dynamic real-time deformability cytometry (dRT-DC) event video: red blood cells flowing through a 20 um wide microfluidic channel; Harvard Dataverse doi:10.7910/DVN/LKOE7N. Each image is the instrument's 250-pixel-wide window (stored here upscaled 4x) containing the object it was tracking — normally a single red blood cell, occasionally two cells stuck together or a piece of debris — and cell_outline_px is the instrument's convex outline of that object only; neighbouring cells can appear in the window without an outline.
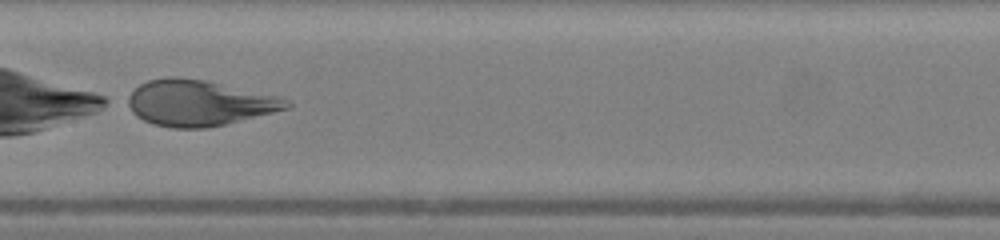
{"species": "human", "species_latin": "Homo sapiens", "temperature_condition": "warm", "stored_images_in_passage": 25, "camera_frame_rate_fps": 3000, "um_per_image_px": 0.085, "donor": {"sex": "female"}, "frame": {"image": 1, "passage_image": 20, "time_ms": 6.333, "image_size_px": [1000, 240], "cell_outline_px": [[292, 104], [288, 108], [224, 124], [204, 128], [172, 128], [152, 124], [136, 116], [120, 100], [140, 84], [148, 80], [168, 76], [176, 76], [204, 80], [276, 96], [288, 100]], "centroid_in_image_um": [16.77, 8.74], "position_along_channel_um": 190.6, "area_um2": 42.37}}
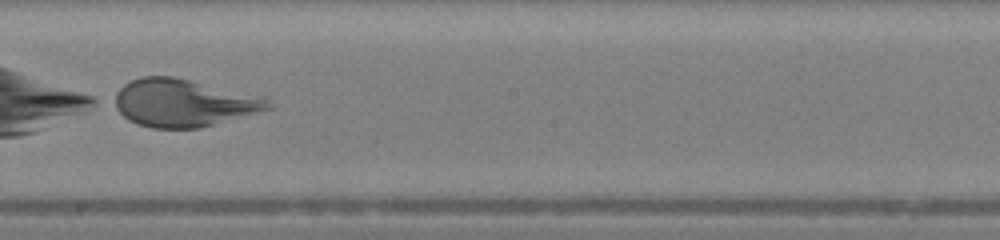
{"frame": {"image": 2, "passage_image": 23, "time_ms": 7.333, "image_size_px": [1000, 240], "cell_outline_px": [[276, 108], [200, 128], [152, 128], [136, 124], [128, 120], [108, 104], [108, 100], [124, 84], [140, 76], [172, 76], [272, 100], [276, 104]], "centroid_in_image_um": [15.51, 8.77], "position_along_channel_um": 232.7, "area_um2": 43.0}}